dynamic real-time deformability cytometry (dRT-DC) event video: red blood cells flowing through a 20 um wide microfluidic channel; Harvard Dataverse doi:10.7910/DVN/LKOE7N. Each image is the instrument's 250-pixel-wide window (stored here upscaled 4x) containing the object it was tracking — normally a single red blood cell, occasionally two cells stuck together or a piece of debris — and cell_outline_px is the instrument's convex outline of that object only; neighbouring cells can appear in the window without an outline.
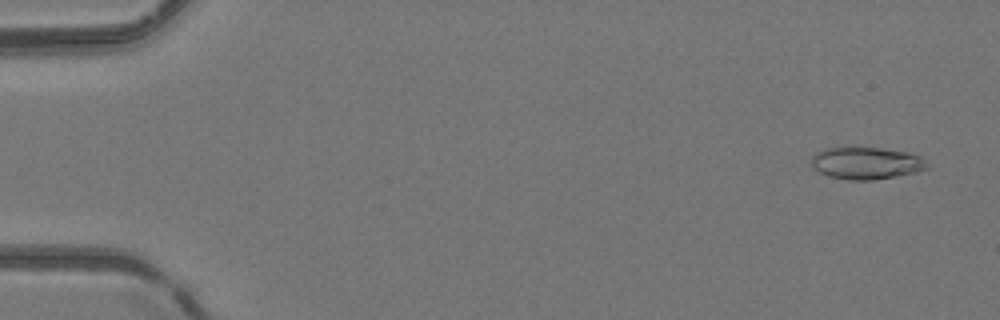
{"species": "common noctule bat (a hibernating species)", "species_latin": "Nyctalus noctula", "temperature_condition": "room temperature", "stored_images_in_passage": 52, "camera_frame_rate_fps": 3000, "um_per_image_px": 0.085, "animal": {"sex": "female", "body_mass_g": 24.6, "forearm_length_mm": 56.2}, "frame": {"image": 1, "passage_image": 3, "time_ms": 0.667, "image_size_px": [1000, 320], "cell_outline_px": [[928, 168], [916, 172], [896, 176], [872, 180], [848, 180], [828, 176], [812, 168], [812, 156], [816, 152], [824, 148], [840, 144], [852, 144], [908, 152], [920, 156], [928, 164]], "centroid_in_image_um": [73.56, 13.81], "position_along_channel_um": 11.4, "area_um2": 22.6}}
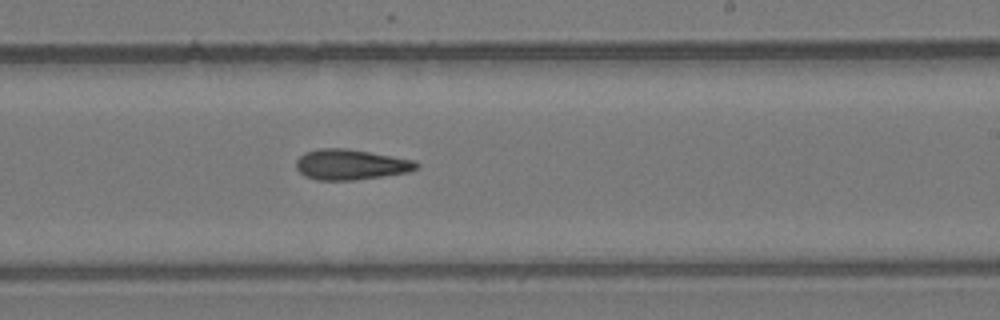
{"frame": {"image": 2, "passage_image": 32, "time_ms": 10.333, "image_size_px": [1000, 320], "cell_outline_px": [[420, 164], [416, 168], [408, 172], [384, 176], [352, 180], [316, 180], [304, 176], [296, 168], [296, 160], [304, 152], [320, 148], [344, 148], [416, 160]], "centroid_in_image_um": [29.79, 13.99], "position_along_channel_um": 259.2, "area_um2": 21.33}}
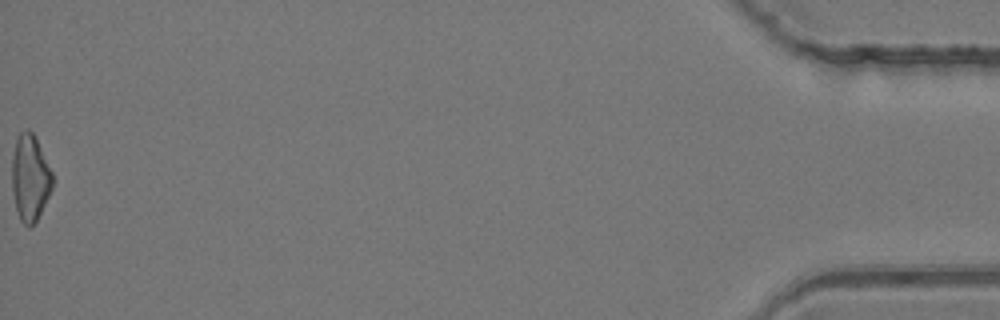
{"frame": {"image": 3, "passage_image": 52, "time_ms": 17.0, "image_size_px": [1000, 320], "cell_outline_px": [[52, 188], [32, 228], [28, 228], [20, 220], [16, 208], [12, 192], [12, 156], [16, 140], [20, 132], [28, 128], [36, 136], [52, 172]], "centroid_in_image_um": [2.54, 15.1], "position_along_channel_um": 432.7, "area_um2": 20.4}, "authors_computed_cell_mechanics": {"area_um2": 21.1837, "velocity_mm_per_s": 4.1652, "shape_relaxation_time_tau1_ms": null, "shape_relaxation_time_tau2_ms": 11.0611, "deformation_change_tau1": null, "deformation_change_tau2": 0.2863}}